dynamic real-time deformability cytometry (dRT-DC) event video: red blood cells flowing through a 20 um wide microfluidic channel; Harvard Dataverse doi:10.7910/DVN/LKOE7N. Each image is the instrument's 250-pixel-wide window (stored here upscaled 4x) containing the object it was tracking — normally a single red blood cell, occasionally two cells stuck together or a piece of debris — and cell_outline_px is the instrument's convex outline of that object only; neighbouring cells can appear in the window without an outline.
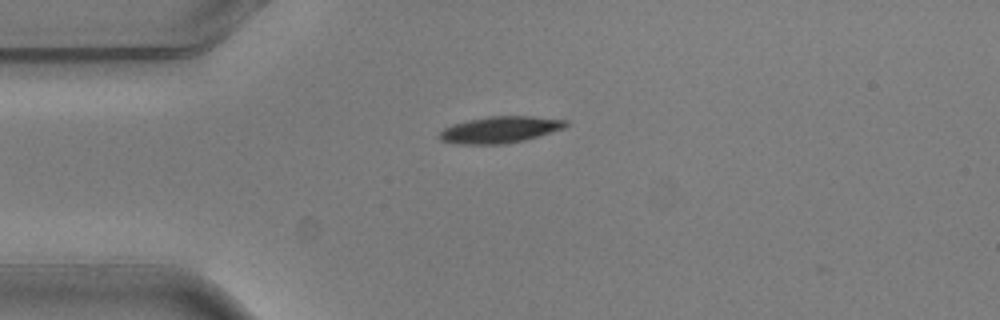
{"species": "common noctule bat (a hibernating species)", "species_latin": "Nyctalus noctula", "temperature_condition": "warm", "stored_images_in_passage": 2, "camera_frame_rate_fps": 3000, "um_per_image_px": 0.085, "animal": {"sex": "male", "body_mass_g": 20.5, "forearm_length_mm": 52.5}, "frame": {"image": 1, "passage_image": 1, "time_ms": 0.0, "image_size_px": [1000, 320], "cell_outline_px": [[568, 124], [564, 128], [524, 140], [504, 144], [456, 144], [440, 140], [436, 136], [444, 128], [452, 124], [468, 120], [488, 116], [532, 116], [568, 120]], "centroid_in_image_um": [42.46, 11.02], "position_along_channel_um": 42.5, "area_um2": 19.59}}